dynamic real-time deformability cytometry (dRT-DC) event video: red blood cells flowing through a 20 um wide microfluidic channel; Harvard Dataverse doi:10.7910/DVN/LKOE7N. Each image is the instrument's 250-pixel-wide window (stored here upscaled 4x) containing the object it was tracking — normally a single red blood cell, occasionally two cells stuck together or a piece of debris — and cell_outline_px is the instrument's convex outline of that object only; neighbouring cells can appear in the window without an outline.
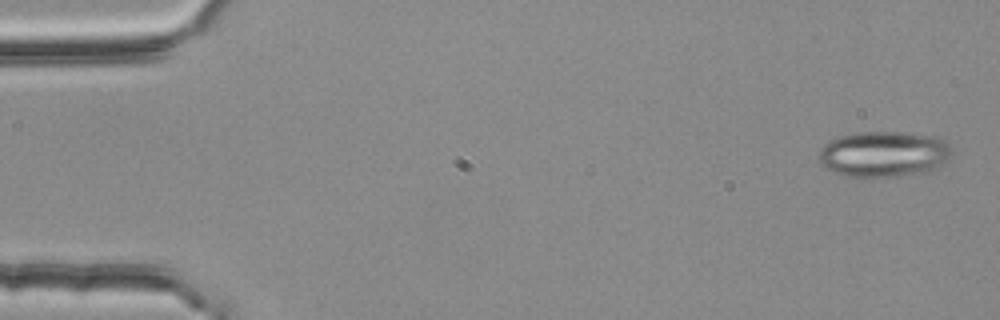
{"species": "common noctule bat (a hibernating species)", "species_latin": "Nyctalus noctula", "temperature_condition": "room temperature", "stored_images_in_passage": 3, "camera_frame_rate_fps": 3000, "um_per_image_px": 0.085, "animal": {"sex": "female", "body_mass_g": 25.1}, "frame": {"image": 1, "passage_image": 1, "time_ms": 0.0, "image_size_px": [1000, 320], "cell_outline_px": [[952, 152], [948, 160], [928, 172], [892, 176], [844, 176], [832, 172], [824, 168], [820, 160], [820, 148], [828, 140], [840, 136], [856, 132], [900, 132], [936, 136], [944, 140], [952, 148]], "centroid_in_image_um": [75.12, 13.08], "position_along_channel_um": 9.9, "area_um2": 35.55}}